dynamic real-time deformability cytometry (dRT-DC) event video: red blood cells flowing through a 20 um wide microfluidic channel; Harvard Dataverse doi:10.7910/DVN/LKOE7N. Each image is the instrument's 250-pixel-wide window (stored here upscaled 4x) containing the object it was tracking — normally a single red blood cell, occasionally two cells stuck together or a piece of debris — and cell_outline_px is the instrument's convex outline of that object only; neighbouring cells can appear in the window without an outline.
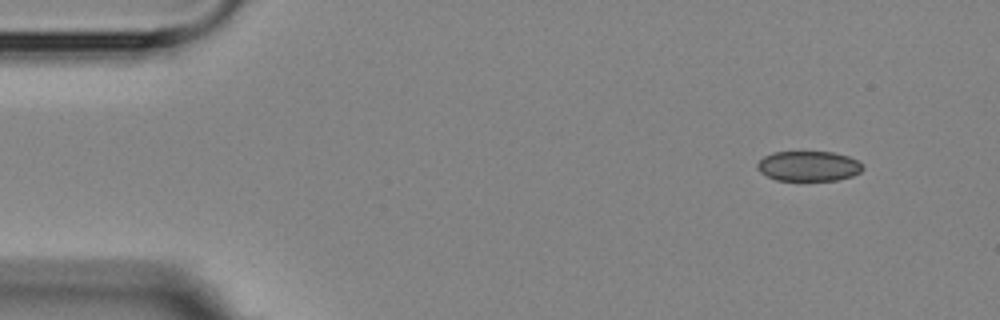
{"species": "Egyptian fruit bat (a non-hibernating species)", "species_latin": "Rousettus aegyptiacus", "temperature_condition": "room temperature", "stored_images_in_passage": 5, "segment_of_instrument_passage": [1, 2], "camera_frame_rate_fps": 3000, "um_per_image_px": 0.085, "animal": {"sex": "female"}, "frame": {"image": 1, "passage_image": 1, "time_ms": 0.0, "image_size_px": [1000, 320], "cell_outline_px": [[864, 168], [860, 172], [852, 176], [836, 180], [776, 180], [760, 172], [756, 168], [756, 164], [764, 156], [772, 152], [832, 152], [848, 156], [856, 160]], "centroid_in_image_um": [68.7, 14.11], "position_along_channel_um": 16.3, "area_um2": 18.38}}
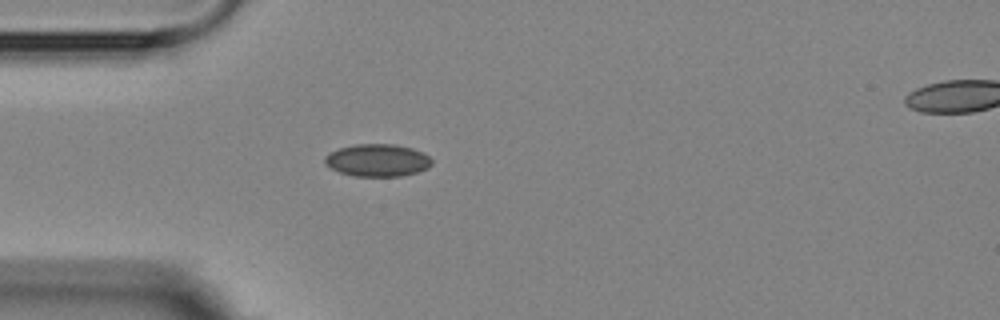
{"frame": {"image": 2, "passage_image": 4, "time_ms": 3.333, "image_size_px": [1000, 320], "cell_outline_px": [[432, 164], [428, 168], [416, 172], [400, 176], [356, 176], [340, 172], [324, 164], [324, 156], [340, 148], [356, 144], [392, 144], [412, 148], [424, 152], [432, 160]], "centroid_in_image_um": [32.1, 13.62], "position_along_channel_um": 52.9, "area_um2": 20.11}}